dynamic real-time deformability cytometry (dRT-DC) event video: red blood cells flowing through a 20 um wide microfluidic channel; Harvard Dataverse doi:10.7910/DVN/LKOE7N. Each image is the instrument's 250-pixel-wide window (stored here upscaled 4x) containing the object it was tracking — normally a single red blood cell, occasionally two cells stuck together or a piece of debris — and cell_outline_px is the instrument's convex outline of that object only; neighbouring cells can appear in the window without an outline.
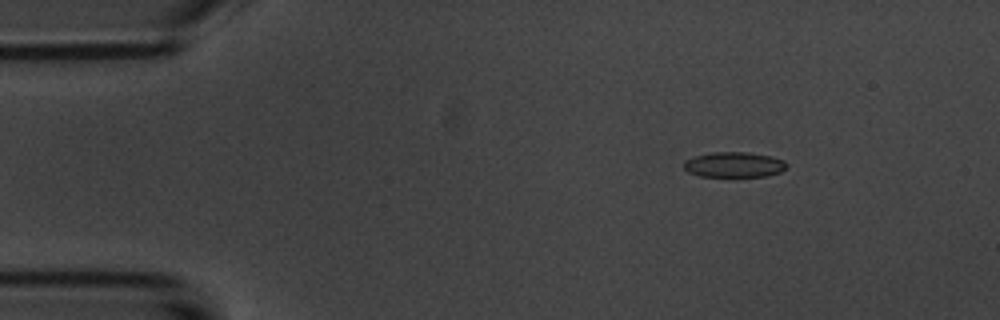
{"species": "common noctule bat (a hibernating species)", "species_latin": "Nyctalus noctula", "temperature_condition": "room temperature", "stored_images_in_passage": 5, "camera_frame_rate_fps": 3000, "um_per_image_px": 0.085, "animal": {"sex": "male", "body_mass_g": 20.1, "forearm_length_mm": 53.5}, "frame": {"image": 1, "passage_image": 2, "time_ms": 1.0, "image_size_px": [1000, 320], "cell_outline_px": [[788, 164], [780, 172], [768, 176], [700, 176], [688, 172], [684, 168], [684, 160], [696, 156], [712, 152], [748, 152], [772, 156], [784, 160]], "centroid_in_image_um": [62.41, 13.99], "position_along_channel_um": 22.6, "area_um2": 15.14}}
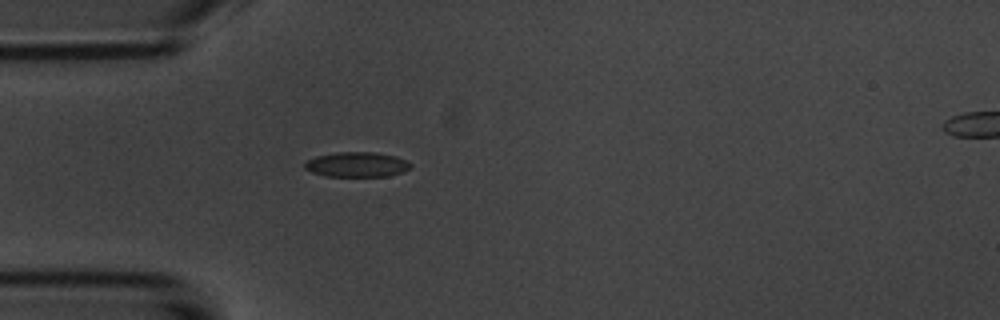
{"frame": {"image": 2, "passage_image": 4, "time_ms": 3.667, "image_size_px": [1000, 320], "cell_outline_px": [[412, 168], [404, 172], [388, 176], [324, 176], [312, 172], [304, 168], [304, 164], [308, 160], [316, 156], [336, 152], [376, 152], [396, 156], [412, 164]], "centroid_in_image_um": [30.36, 13.98], "position_along_channel_um": 54.6, "area_um2": 15.49}}